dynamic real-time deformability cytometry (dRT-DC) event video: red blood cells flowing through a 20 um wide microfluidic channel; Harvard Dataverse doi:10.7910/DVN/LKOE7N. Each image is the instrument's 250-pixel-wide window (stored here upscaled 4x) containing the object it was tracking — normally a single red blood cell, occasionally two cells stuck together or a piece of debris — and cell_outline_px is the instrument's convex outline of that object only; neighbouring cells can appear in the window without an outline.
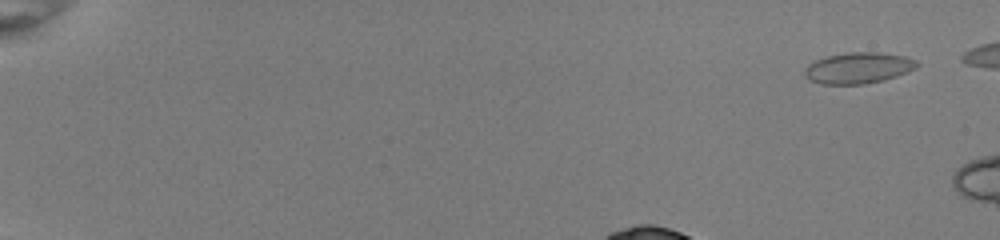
{"species": "common noctule bat (a hibernating species)", "species_latin": "Nyctalus noctula", "temperature_condition": "room temperature", "stored_images_in_passage": 10, "camera_frame_rate_fps": 3000, "um_per_image_px": 0.085, "animal": {"sex": "female", "body_mass_g": 22.0, "forearm_length_mm": 56.7}, "frame": {"image": 1, "passage_image": 4, "time_ms": 1.0, "image_size_px": [1000, 240], "cell_outline_px": [[920, 64], [916, 68], [908, 72], [884, 80], [864, 84], [820, 84], [808, 80], [804, 76], [804, 68], [808, 64], [816, 60], [828, 56], [848, 52], [876, 52], [904, 56], [916, 60]], "centroid_in_image_um": [72.94, 5.78], "position_along_channel_um": 12.1, "area_um2": 20.46}}